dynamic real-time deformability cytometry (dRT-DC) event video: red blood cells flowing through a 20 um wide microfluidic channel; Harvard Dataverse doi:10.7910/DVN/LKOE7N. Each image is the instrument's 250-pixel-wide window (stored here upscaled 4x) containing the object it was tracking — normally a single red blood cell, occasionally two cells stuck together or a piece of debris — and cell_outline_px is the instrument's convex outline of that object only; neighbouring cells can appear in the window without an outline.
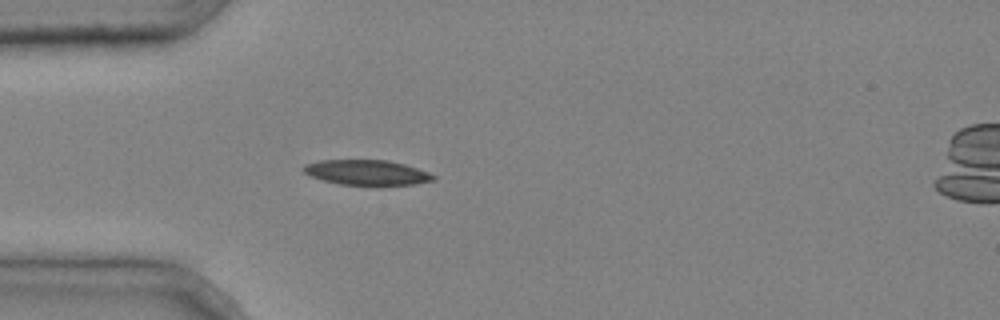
{"species": "common noctule bat (a hibernating species)", "species_latin": "Nyctalus noctula", "temperature_condition": "cold", "stored_images_in_passage": 6, "camera_frame_rate_fps": 3000, "um_per_image_px": 0.085, "animal": {"sex": "male", "body_mass_g": 20.4}, "frame": {"image": 1, "passage_image": 6, "time_ms": 1.667, "image_size_px": [1000, 320], "cell_outline_px": [[436, 180], [412, 184], [380, 188], [340, 184], [324, 180], [312, 176], [304, 172], [304, 164], [320, 160], [388, 160], [404, 164], [428, 172], [436, 176]], "centroid_in_image_um": [31.24, 14.7], "position_along_channel_um": 53.8, "area_um2": 19.59}}